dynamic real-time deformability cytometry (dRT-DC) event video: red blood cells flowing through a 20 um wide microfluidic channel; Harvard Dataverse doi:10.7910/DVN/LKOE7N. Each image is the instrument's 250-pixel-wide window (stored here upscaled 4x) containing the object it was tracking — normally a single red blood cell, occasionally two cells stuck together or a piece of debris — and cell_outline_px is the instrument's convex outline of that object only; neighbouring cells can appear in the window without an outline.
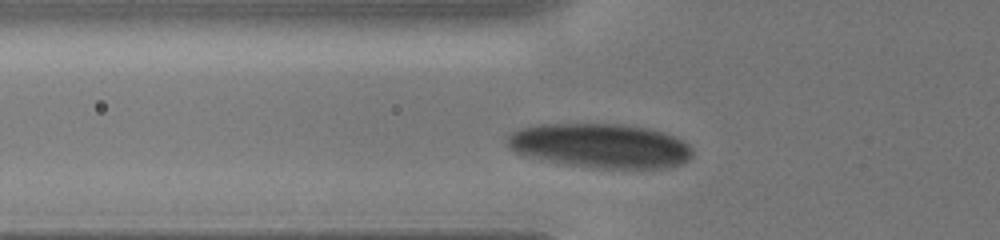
{"species": "human", "species_latin": "Homo sapiens", "temperature_condition": "cold", "stored_images_in_passage": 29, "camera_frame_rate_fps": 3000, "um_per_image_px": 0.085, "donor": {"sex": "male"}, "frame": {"image": 1, "passage_image": 6, "time_ms": 1.667, "image_size_px": [1000, 240], "cell_outline_px": [[692, 156], [688, 160], [680, 164], [664, 168], [604, 168], [572, 164], [512, 152], [508, 148], [504, 140], [504, 136], [508, 132], [520, 128], [540, 124], [620, 124], [648, 128], [664, 132], [676, 136], [684, 140], [692, 148]], "centroid_in_image_um": [51.03, 12.36], "position_along_channel_um": 74.8, "area_um2": 47.86}}
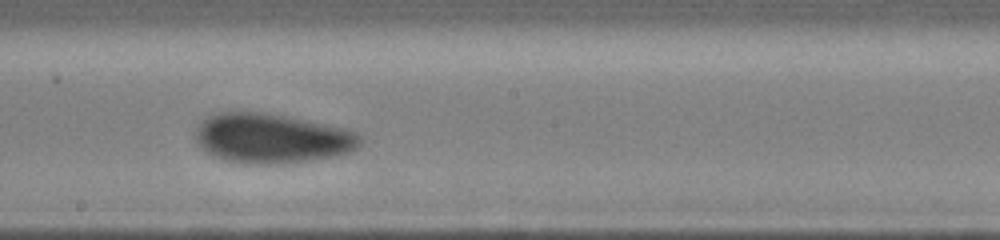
{"frame": {"image": 2, "passage_image": 16, "time_ms": 5.0, "image_size_px": [1000, 240], "cell_outline_px": [[364, 140], [356, 148], [348, 152], [336, 156], [284, 164], [240, 164], [224, 160], [208, 152], [196, 140], [196, 128], [208, 116], [216, 112], [264, 112], [288, 116], [348, 128], [364, 136]], "centroid_in_image_um": [23.16, 11.76], "position_along_channel_um": 225.0, "area_um2": 48.09}}
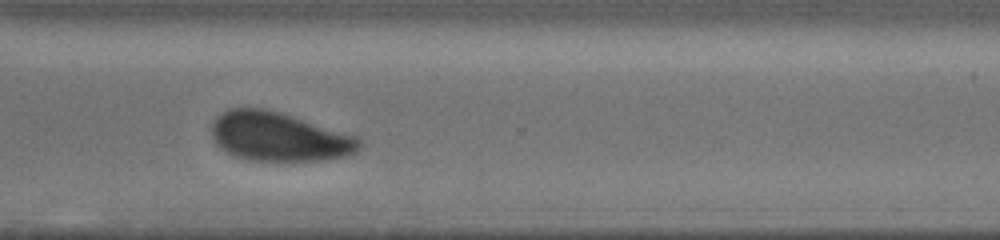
{"frame": {"image": 3, "passage_image": 24, "time_ms": 7.667, "image_size_px": [1000, 240], "cell_outline_px": [[364, 144], [356, 152], [344, 156], [320, 160], [252, 160], [236, 156], [228, 152], [216, 144], [212, 140], [212, 124], [216, 116], [228, 108], [264, 108], [280, 112], [356, 136]], "centroid_in_image_um": [23.69, 11.61], "position_along_channel_um": 346.9, "area_um2": 41.85}}